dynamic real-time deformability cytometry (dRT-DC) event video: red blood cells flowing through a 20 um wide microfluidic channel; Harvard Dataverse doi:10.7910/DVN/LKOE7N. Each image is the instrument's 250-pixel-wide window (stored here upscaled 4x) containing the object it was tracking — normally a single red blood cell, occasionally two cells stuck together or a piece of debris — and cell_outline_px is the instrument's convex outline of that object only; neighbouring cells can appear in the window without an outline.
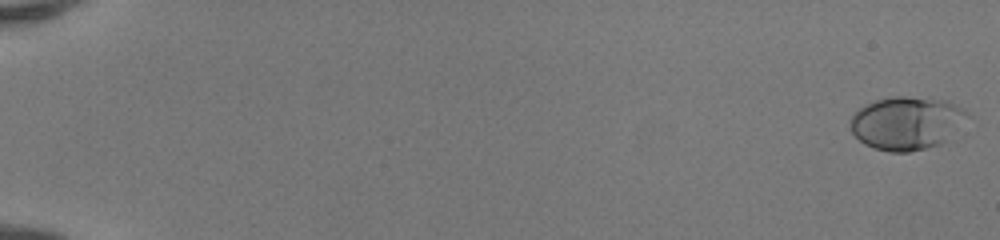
{"species": "human", "species_latin": "Homo sapiens", "temperature_condition": "room temperature", "stored_images_in_passage": 51, "camera_frame_rate_fps": 3000, "um_per_image_px": 0.085, "donor": {"sex": "female"}, "frame": {"image": 1, "passage_image": 1, "time_ms": 0.0, "image_size_px": [1000, 240], "cell_outline_px": [[972, 116], [940, 144], [908, 152], [888, 152], [864, 144], [852, 132], [852, 116], [860, 108], [876, 100], [892, 96], [904, 96], [948, 100], [964, 108]], "centroid_in_image_um": [77.12, 10.44], "position_along_channel_um": 7.9, "area_um2": 36.07}}
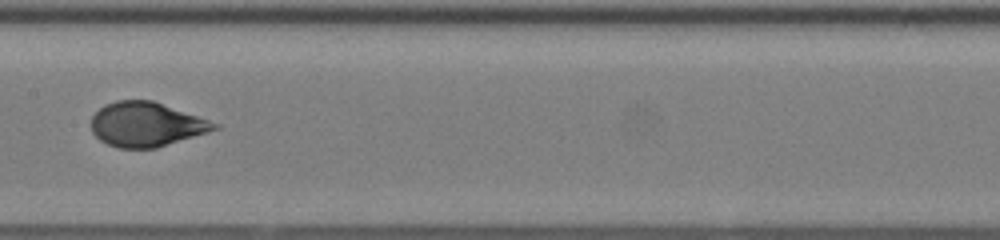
{"frame": {"image": 2, "passage_image": 29, "time_ms": 9.333, "image_size_px": [1000, 240], "cell_outline_px": [[220, 128], [208, 132], [156, 148], [120, 148], [108, 144], [100, 140], [92, 132], [92, 116], [104, 104], [116, 100], [152, 100], [220, 124]], "centroid_in_image_um": [12.42, 10.57], "position_along_channel_um": 195.0, "area_um2": 31.67}}
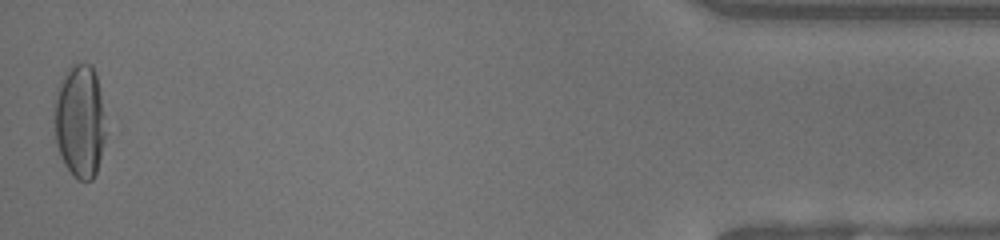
{"frame": {"image": 3, "passage_image": 51, "time_ms": 16.667, "image_size_px": [1000, 240], "cell_outline_px": [[104, 140], [96, 172], [92, 180], [76, 180], [72, 176], [64, 164], [60, 156], [56, 144], [56, 88], [64, 72], [72, 64], [92, 64], [96, 76], [100, 92], [104, 116]], "centroid_in_image_um": [6.78, 10.3], "position_along_channel_um": 428.4, "area_um2": 33.58}, "authors_computed_cell_mechanics": {"area_um2": 32.2524, "velocity_mm_per_s": 4.176, "shape_relaxation_time_tau1_ms": 5.234, "shape_relaxation_time_tau2_ms": null, "deformation_change_tau1": 0.227, "deformation_change_tau2": null}}